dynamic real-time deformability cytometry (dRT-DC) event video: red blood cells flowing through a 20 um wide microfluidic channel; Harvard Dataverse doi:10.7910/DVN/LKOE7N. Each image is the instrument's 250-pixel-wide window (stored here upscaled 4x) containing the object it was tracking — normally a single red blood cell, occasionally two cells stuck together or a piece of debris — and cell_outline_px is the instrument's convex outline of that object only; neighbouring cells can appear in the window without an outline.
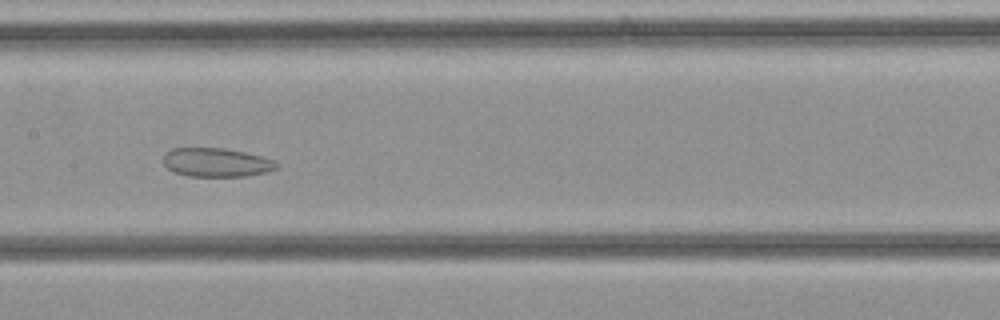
{"species": "common noctule bat (a hibernating species)", "species_latin": "Nyctalus noctula", "temperature_condition": "cold", "stored_images_in_passage": 38, "segment_of_instrument_passage": [1, 2], "camera_frame_rate_fps": 3000, "um_per_image_px": 0.085, "animal": {"sex": "female", "body_mass_g": 21.9}, "frame": {"image": 1, "passage_image": 19, "time_ms": 6.0, "image_size_px": [1000, 320], "cell_outline_px": [[280, 164], [276, 168], [268, 172], [244, 176], [188, 176], [176, 172], [168, 168], [164, 164], [164, 152], [172, 148], [224, 148], [244, 152], [260, 156], [272, 160]], "centroid_in_image_um": [18.39, 13.8], "position_along_channel_um": 189.0, "area_um2": 18.9}}
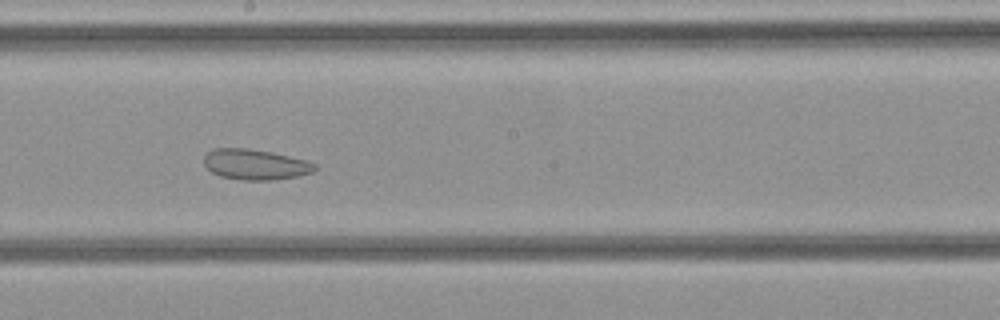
{"frame": {"image": 2, "passage_image": 21, "time_ms": 6.667, "image_size_px": [1000, 320], "cell_outline_px": [[316, 168], [312, 172], [300, 176], [272, 180], [240, 180], [220, 176], [212, 172], [204, 164], [204, 156], [208, 152], [216, 148], [248, 148], [272, 152], [308, 160], [316, 164]], "centroid_in_image_um": [21.72, 13.98], "position_along_channel_um": 226.5, "area_um2": 19.83}}
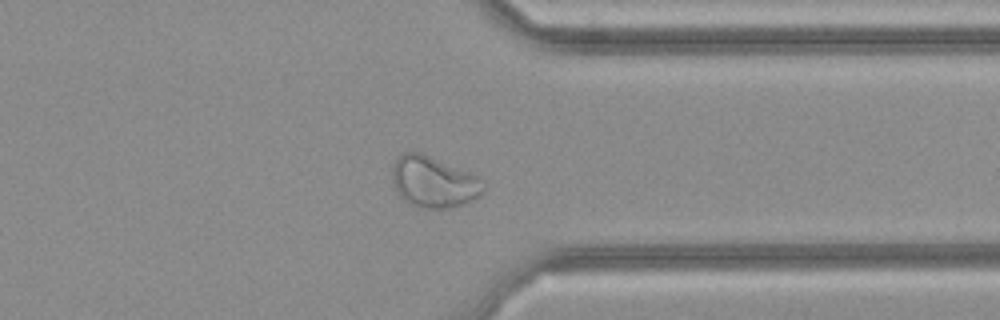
{"frame": {"image": 3, "passage_image": 29, "time_ms": 9.333, "image_size_px": [1000, 320], "cell_outline_px": [[484, 188], [480, 196], [464, 204], [452, 208], [420, 208], [408, 204], [400, 196], [392, 180], [392, 164], [400, 152], [420, 152], [480, 176]], "centroid_in_image_um": [36.84, 15.46], "position_along_channel_um": 374.6, "area_um2": 27.46}}